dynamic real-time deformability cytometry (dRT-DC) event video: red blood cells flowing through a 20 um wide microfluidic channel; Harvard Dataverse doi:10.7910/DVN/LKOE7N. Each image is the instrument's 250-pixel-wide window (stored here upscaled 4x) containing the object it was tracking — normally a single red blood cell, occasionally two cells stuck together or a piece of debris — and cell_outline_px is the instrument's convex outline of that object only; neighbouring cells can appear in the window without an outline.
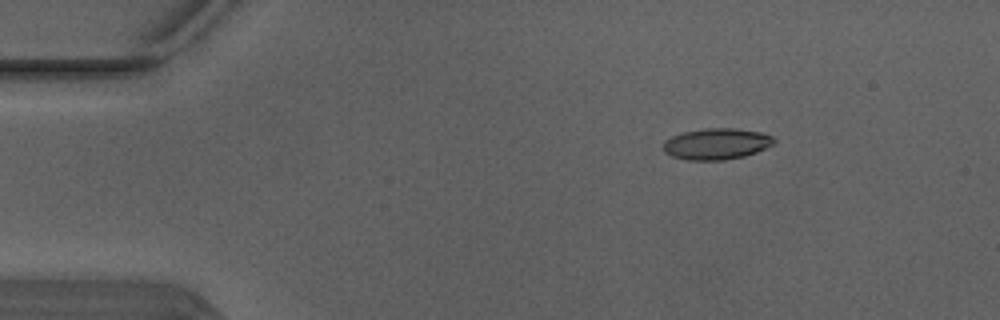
{"species": "Egyptian fruit bat (a non-hibernating species)", "species_latin": "Rousettus aegyptiacus", "temperature_condition": "warm", "stored_images_in_passage": 5, "camera_frame_rate_fps": 3000, "um_per_image_px": 0.085, "animal": {"sex": "male"}, "frame": {"image": 1, "passage_image": 3, "time_ms": 0.667, "image_size_px": [1000, 320], "cell_outline_px": [[776, 144], [756, 152], [744, 156], [724, 160], [688, 160], [672, 156], [664, 152], [664, 140], [680, 132], [704, 128], [736, 128], [764, 132], [772, 136], [776, 140]], "centroid_in_image_um": [60.93, 12.21], "position_along_channel_um": 24.1, "area_um2": 20.46}}